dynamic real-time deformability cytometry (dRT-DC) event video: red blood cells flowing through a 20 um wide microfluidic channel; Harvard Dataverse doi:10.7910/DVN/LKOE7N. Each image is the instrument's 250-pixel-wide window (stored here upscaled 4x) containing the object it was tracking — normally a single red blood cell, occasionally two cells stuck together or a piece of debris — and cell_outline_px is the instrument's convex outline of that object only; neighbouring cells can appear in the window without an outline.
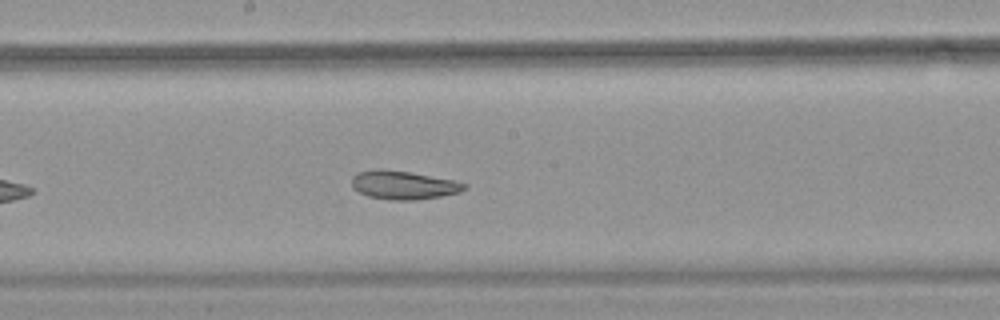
{"species": "common noctule bat (a hibernating species)", "species_latin": "Nyctalus noctula", "temperature_condition": "warm", "stored_images_in_passage": 27, "camera_frame_rate_fps": 3000, "um_per_image_px": 0.085, "animal": {"sex": "female", "body_mass_g": 18.4}, "frame": {"image": 1, "passage_image": 12, "time_ms": 3.667, "image_size_px": [1000, 320], "cell_outline_px": [[468, 188], [460, 192], [440, 196], [416, 200], [392, 200], [368, 196], [352, 188], [352, 176], [356, 172], [384, 168], [456, 180], [468, 184]], "centroid_in_image_um": [34.31, 15.72], "position_along_channel_um": 213.9, "area_um2": 18.84}}
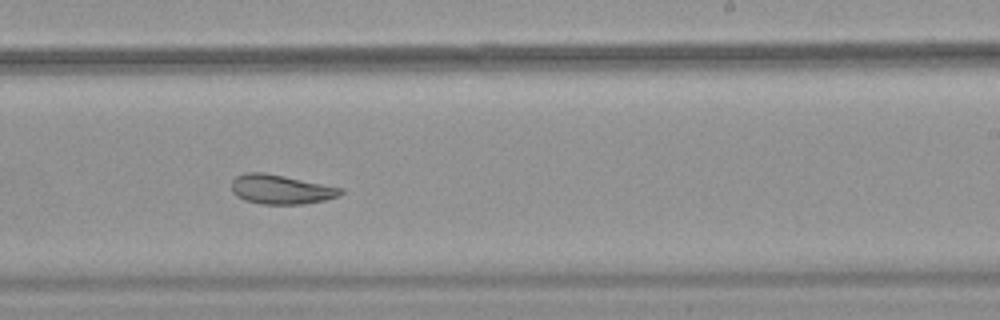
{"frame": {"image": 2, "passage_image": 16, "time_ms": 5.0, "image_size_px": [1000, 320], "cell_outline_px": [[344, 192], [340, 196], [324, 200], [304, 204], [260, 204], [244, 200], [236, 196], [232, 192], [232, 180], [236, 176], [244, 172], [264, 172], [284, 176], [340, 188]], "centroid_in_image_um": [23.82, 16.1], "position_along_channel_um": 265.2, "area_um2": 18.61}, "authors_computed_cell_mechanics": {"area_um2": 19.0162, "velocity_mm_per_s": 3.856, "shape_relaxation_time_tau1_ms": null, "shape_relaxation_time_tau2_ms": 2.5366, "deformation_change_tau1": null, "deformation_change_tau2": 0.0852}}